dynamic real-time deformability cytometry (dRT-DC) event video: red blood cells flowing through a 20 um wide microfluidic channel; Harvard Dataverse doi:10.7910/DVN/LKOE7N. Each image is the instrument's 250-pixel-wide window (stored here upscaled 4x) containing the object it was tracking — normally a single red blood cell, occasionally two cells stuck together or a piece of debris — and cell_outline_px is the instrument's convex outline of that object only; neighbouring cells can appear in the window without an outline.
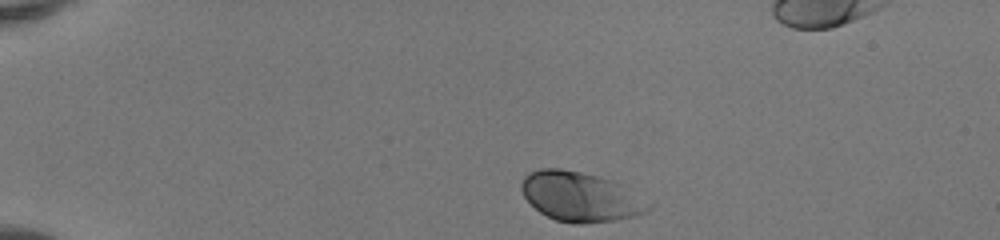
{"species": "human", "species_latin": "Homo sapiens", "temperature_condition": "room temperature", "stored_images_in_passage": 41, "camera_frame_rate_fps": 3000, "um_per_image_px": 0.085, "donor": {"sex": "female"}, "frame": {"image": 1, "passage_image": 1, "time_ms": 0.0, "image_size_px": [1000, 240], "cell_outline_px": [[652, 208], [636, 216], [616, 220], [584, 224], [572, 224], [556, 220], [540, 212], [524, 196], [520, 188], [520, 184], [524, 176], [528, 172], [540, 168], [560, 168], [580, 172], [612, 180], [620, 184], [652, 204]], "centroid_in_image_um": [49.32, 16.72], "position_along_channel_um": 35.7, "area_um2": 36.65}}
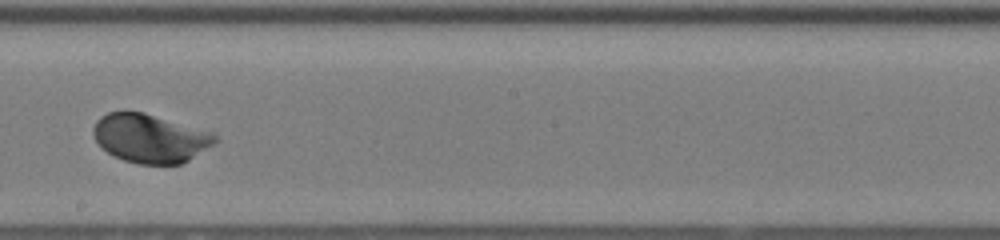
{"frame": {"image": 2, "passage_image": 21, "time_ms": 6.667, "image_size_px": [1000, 240], "cell_outline_px": [[216, 140], [212, 144], [188, 160], [180, 164], [140, 164], [124, 160], [108, 152], [96, 140], [92, 132], [92, 128], [96, 120], [100, 116], [108, 112], [124, 108], [144, 112], [212, 132], [216, 136]], "centroid_in_image_um": [12.7, 11.71], "position_along_channel_um": 235.5, "area_um2": 34.56}}
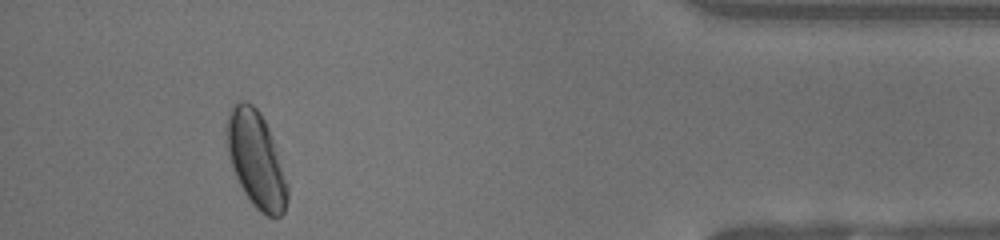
{"frame": {"image": 3, "passage_image": 37, "time_ms": 12.0, "image_size_px": [1000, 240], "cell_outline_px": [[288, 200], [284, 212], [280, 216], [268, 216], [260, 212], [252, 204], [244, 192], [232, 168], [224, 144], [224, 128], [228, 112], [232, 104], [236, 100], [244, 100], [252, 104], [260, 112], [268, 128], [288, 184]], "centroid_in_image_um": [21.71, 13.51], "position_along_channel_um": 413.5, "area_um2": 34.39}, "authors_computed_cell_mechanics": {"area_um2": 34.5644, "velocity_mm_per_s": 4.1137, "shape_relaxation_time_tau1_ms": 1.7493, "shape_relaxation_time_tau2_ms": null, "deformation_change_tau1": 0.1246, "deformation_change_tau2": null}}